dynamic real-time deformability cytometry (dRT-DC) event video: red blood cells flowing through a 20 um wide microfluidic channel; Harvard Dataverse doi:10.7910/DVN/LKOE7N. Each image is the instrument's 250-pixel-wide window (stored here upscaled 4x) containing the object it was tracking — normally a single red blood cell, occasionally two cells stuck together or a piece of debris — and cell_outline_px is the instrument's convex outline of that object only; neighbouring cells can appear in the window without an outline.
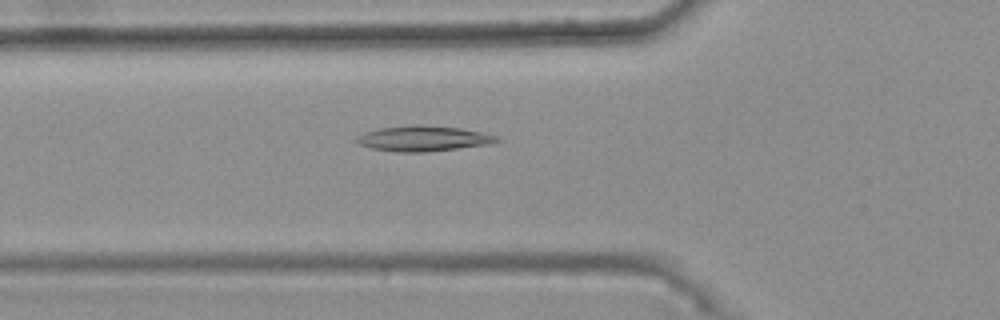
{"species": "common noctule bat (a hibernating species)", "species_latin": "Nyctalus noctula", "temperature_condition": "warm", "stored_images_in_passage": 46, "camera_frame_rate_fps": 3000, "um_per_image_px": 0.085, "animal": {"sex": "female", "body_mass_g": 25.1}, "frame": {"image": 1, "passage_image": 16, "time_ms": 5.0, "image_size_px": [1000, 320], "cell_outline_px": [[500, 140], [492, 144], [460, 148], [424, 152], [396, 152], [372, 148], [360, 144], [356, 140], [356, 136], [364, 132], [380, 128], [412, 124], [420, 124], [460, 128], [500, 136]], "centroid_in_image_um": [36.01, 11.77], "position_along_channel_um": 89.8, "area_um2": 20.87}}
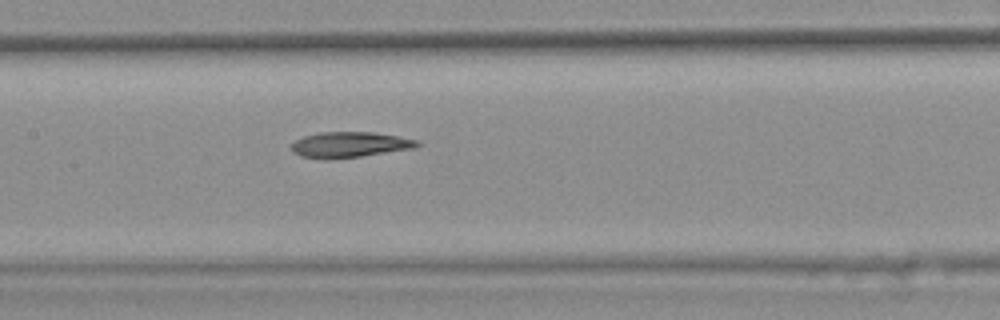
{"frame": {"image": 2, "passage_image": 23, "time_ms": 7.333, "image_size_px": [1000, 320], "cell_outline_px": [[420, 144], [416, 148], [360, 156], [300, 156], [292, 152], [288, 148], [296, 140], [304, 136], [320, 132], [372, 132], [396, 136], [416, 140]], "centroid_in_image_um": [29.74, 12.25], "position_along_channel_um": 177.7, "area_um2": 17.92}}
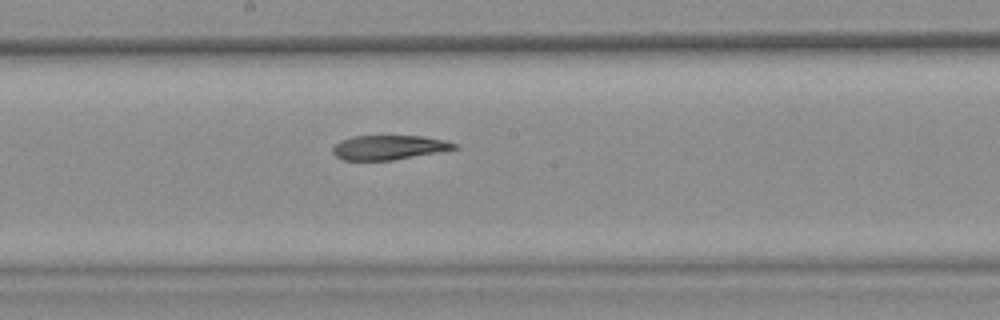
{"frame": {"image": 3, "passage_image": 26, "time_ms": 8.333, "image_size_px": [1000, 320], "cell_outline_px": [[460, 148], [440, 152], [392, 160], [344, 160], [336, 156], [332, 152], [332, 148], [340, 140], [352, 136], [424, 136], [444, 140], [460, 144]], "centroid_in_image_um": [33.1, 12.53], "position_along_channel_um": 215.1, "area_um2": 17.46}, "authors_computed_cell_mechanics": {"area_um2": 19.2185, "velocity_mm_per_s": 3.7599, "shape_relaxation_time_tau1_ms": null, "shape_relaxation_time_tau2_ms": 10.8769, "deformation_change_tau1": null, "deformation_change_tau2": 0.2156}}